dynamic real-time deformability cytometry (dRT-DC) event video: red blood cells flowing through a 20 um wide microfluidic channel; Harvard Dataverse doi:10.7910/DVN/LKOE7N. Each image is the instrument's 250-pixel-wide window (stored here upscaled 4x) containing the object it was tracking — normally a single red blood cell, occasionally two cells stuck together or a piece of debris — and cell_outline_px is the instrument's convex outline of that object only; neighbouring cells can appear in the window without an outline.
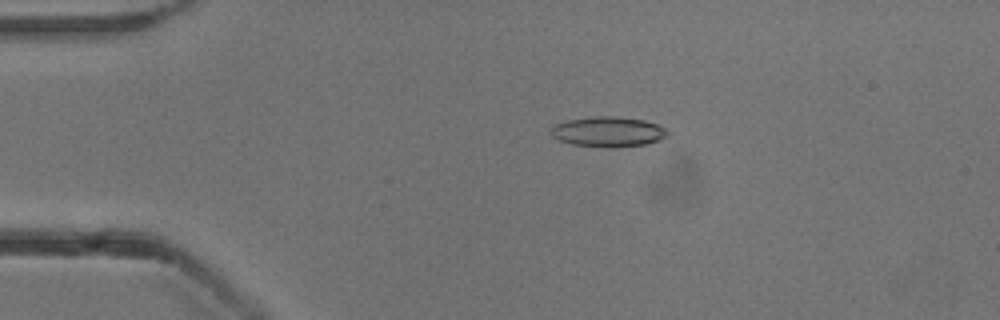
{"species": "common noctule bat (a hibernating species)", "species_latin": "Nyctalus noctula", "temperature_condition": "cold", "stored_images_in_passage": 53, "camera_frame_rate_fps": 3000, "um_per_image_px": 0.085, "animal": {"sex": "male", "body_mass_g": 13.3}, "frame": {"image": 1, "passage_image": 11, "time_ms": 3.333, "image_size_px": [1000, 320], "cell_outline_px": [[668, 136], [660, 140], [644, 144], [572, 144], [560, 140], [552, 136], [548, 132], [548, 128], [556, 124], [568, 120], [596, 116], [616, 116], [644, 120], [656, 124], [664, 128], [668, 132]], "centroid_in_image_um": [51.66, 11.13], "position_along_channel_um": 33.3, "area_um2": 19.48}}
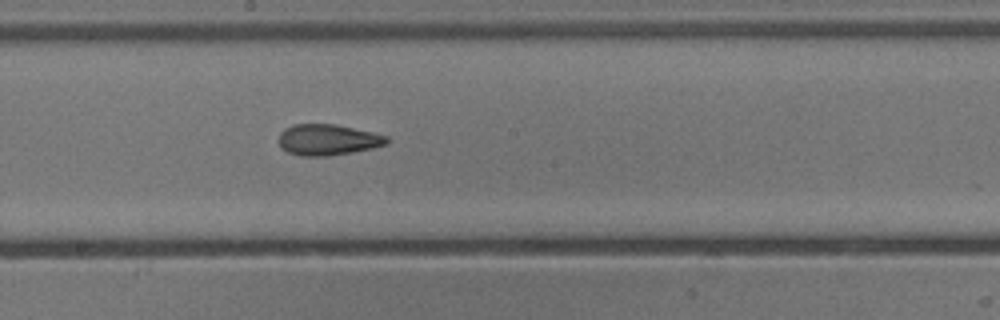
{"frame": {"image": 2, "passage_image": 29, "time_ms": 9.333, "image_size_px": [1000, 320], "cell_outline_px": [[388, 144], [372, 148], [352, 152], [328, 156], [300, 156], [288, 152], [280, 148], [276, 140], [280, 132], [284, 128], [292, 124], [336, 124], [372, 132], [388, 136]], "centroid_in_image_um": [27.8, 11.88], "position_along_channel_um": 220.4, "area_um2": 19.83}}
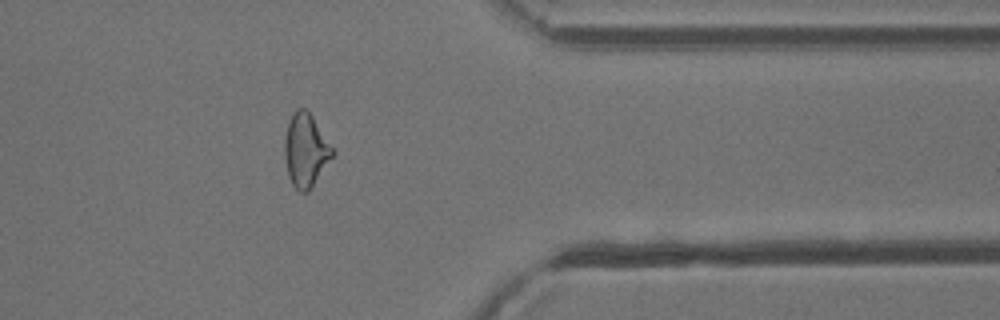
{"frame": {"image": 3, "passage_image": 43, "time_ms": 14.0, "image_size_px": [1000, 320], "cell_outline_px": [[336, 152], [308, 192], [300, 192], [292, 184], [288, 176], [284, 156], [284, 140], [288, 120], [292, 112], [296, 108], [304, 108], [312, 116]], "centroid_in_image_um": [25.96, 12.76], "position_along_channel_um": 385.4, "area_um2": 20.52}, "authors_computed_cell_mechanics": {"area_um2": 20.2878, "velocity_mm_per_s": 3.8541, "shape_relaxation_time_tau1_ms": null, "shape_relaxation_time_tau2_ms": 2.3462, "deformation_change_tau1": null, "deformation_change_tau2": 0.1036}}